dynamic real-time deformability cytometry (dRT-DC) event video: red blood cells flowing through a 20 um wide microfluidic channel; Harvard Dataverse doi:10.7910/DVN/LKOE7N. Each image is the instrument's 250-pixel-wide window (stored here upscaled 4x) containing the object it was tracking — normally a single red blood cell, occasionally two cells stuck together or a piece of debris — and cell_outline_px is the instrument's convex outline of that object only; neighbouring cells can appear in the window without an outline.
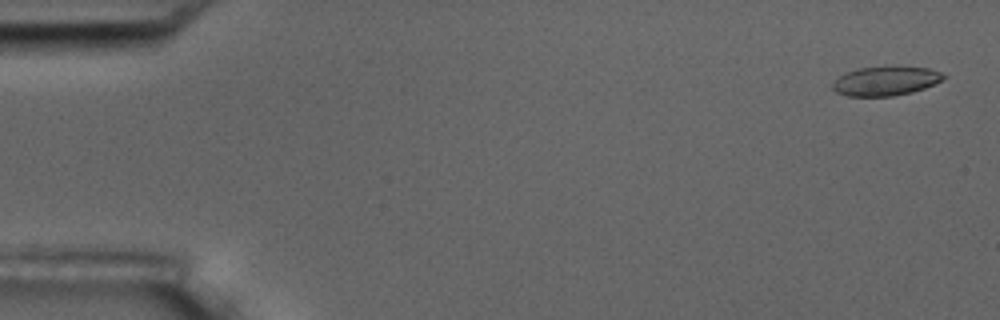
{"species": "common noctule bat (a hibernating species)", "species_latin": "Nyctalus noctula", "temperature_condition": "room temperature", "stored_images_in_passage": 6, "camera_frame_rate_fps": 3000, "um_per_image_px": 0.085, "animal": {"sex": "male", "body_mass_g": 17.5, "forearm_length_mm": 52.3}, "frame": {"image": 1, "passage_image": 1, "time_ms": 0.0, "image_size_px": [1000, 320], "cell_outline_px": [[948, 76], [924, 88], [912, 92], [892, 96], [848, 96], [836, 92], [832, 88], [832, 84], [844, 72], [856, 68], [928, 68], [940, 72]], "centroid_in_image_um": [75.23, 6.91], "position_along_channel_um": 9.8, "area_um2": 18.32}}
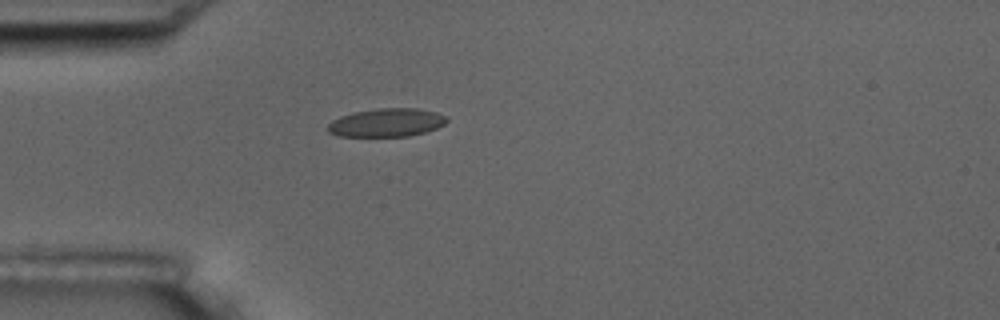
{"frame": {"image": 2, "passage_image": 5, "time_ms": 4.667, "image_size_px": [1000, 320], "cell_outline_px": [[448, 120], [444, 124], [436, 128], [424, 132], [408, 136], [340, 136], [328, 132], [328, 124], [332, 120], [340, 116], [356, 112], [376, 108], [416, 108], [436, 112], [448, 116]], "centroid_in_image_um": [32.87, 10.41], "position_along_channel_um": 52.1, "area_um2": 19.59}}